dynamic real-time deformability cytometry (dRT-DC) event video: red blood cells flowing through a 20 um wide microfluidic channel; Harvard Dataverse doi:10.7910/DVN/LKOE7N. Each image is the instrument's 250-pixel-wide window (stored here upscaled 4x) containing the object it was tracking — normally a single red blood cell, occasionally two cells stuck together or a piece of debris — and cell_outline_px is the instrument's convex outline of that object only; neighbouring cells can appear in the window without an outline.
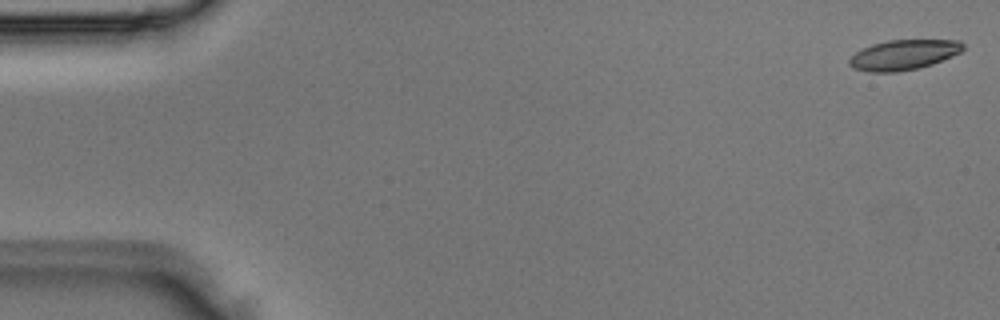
{"species": "Egyptian fruit bat (a non-hibernating species)", "species_latin": "Rousettus aegyptiacus", "temperature_condition": "room temperature", "stored_images_in_passage": 4, "camera_frame_rate_fps": 3000, "um_per_image_px": 0.085, "animal": {"sex": "male"}, "frame": {"image": 1, "passage_image": 1, "time_ms": 0.0, "image_size_px": [1000, 320], "cell_outline_px": [[964, 48], [960, 52], [952, 56], [932, 64], [920, 68], [896, 72], [868, 72], [852, 68], [848, 64], [848, 60], [856, 52], [872, 44], [888, 40], [960, 40], [964, 44]], "centroid_in_image_um": [76.8, 4.66], "position_along_channel_um": 8.2, "area_um2": 20.0}}
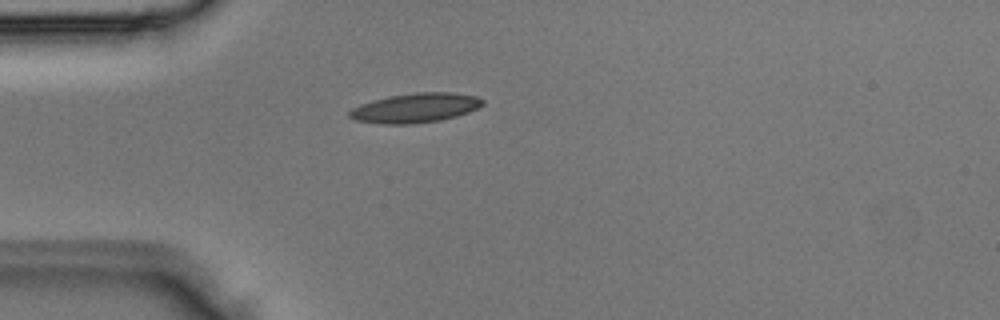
{"frame": {"image": 2, "passage_image": 4, "time_ms": 1.0, "image_size_px": [1000, 320], "cell_outline_px": [[484, 104], [468, 112], [456, 116], [440, 120], [412, 124], [380, 124], [356, 120], [348, 116], [348, 112], [352, 108], [360, 104], [388, 96], [416, 92], [452, 92], [476, 96], [484, 100]], "centroid_in_image_um": [35.29, 9.17], "position_along_channel_um": 49.7, "area_um2": 22.89}}